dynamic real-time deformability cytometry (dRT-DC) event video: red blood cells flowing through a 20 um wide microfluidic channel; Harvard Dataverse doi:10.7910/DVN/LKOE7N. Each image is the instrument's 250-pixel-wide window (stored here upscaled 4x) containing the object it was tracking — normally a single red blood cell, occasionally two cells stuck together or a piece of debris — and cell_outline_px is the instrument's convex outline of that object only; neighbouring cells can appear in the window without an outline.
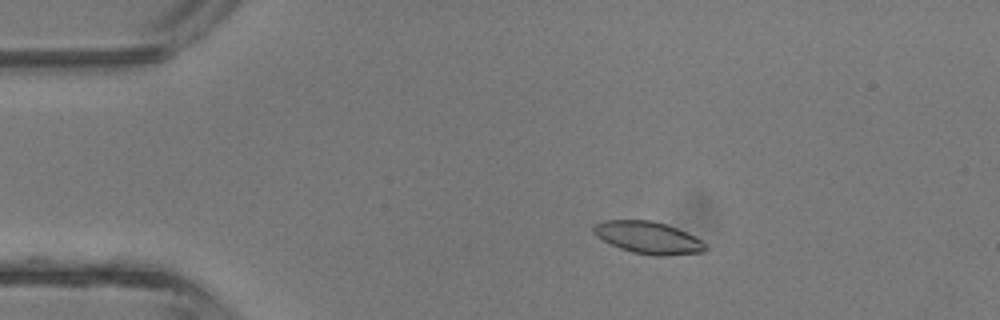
{"species": "common noctule bat (a hibernating species)", "species_latin": "Nyctalus noctula", "temperature_condition": "room temperature", "stored_images_in_passage": 4, "camera_frame_rate_fps": 3000, "um_per_image_px": 0.085, "animal": {"sex": "male", "body_mass_g": 13.3}, "frame": {"image": 1, "passage_image": 2, "time_ms": 1.333, "image_size_px": [1000, 320], "cell_outline_px": [[704, 252], [664, 256], [656, 256], [632, 252], [620, 248], [596, 236], [592, 232], [592, 228], [596, 224], [604, 220], [652, 220], [676, 228], [700, 240], [704, 244]], "centroid_in_image_um": [55.04, 20.2], "position_along_channel_um": 30.0, "area_um2": 20.58}}